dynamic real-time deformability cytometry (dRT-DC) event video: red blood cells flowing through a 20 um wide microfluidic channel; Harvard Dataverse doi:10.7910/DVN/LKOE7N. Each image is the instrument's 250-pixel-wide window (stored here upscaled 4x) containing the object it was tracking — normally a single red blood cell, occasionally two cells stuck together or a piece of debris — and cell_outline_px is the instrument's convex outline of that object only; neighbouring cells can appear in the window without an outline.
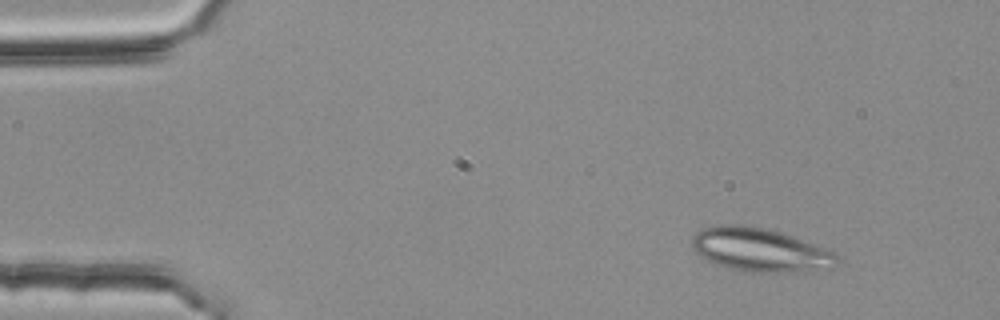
{"species": "common noctule bat (a hibernating species)", "species_latin": "Nyctalus noctula", "temperature_condition": "room temperature", "stored_images_in_passage": 51, "camera_frame_rate_fps": 3000, "um_per_image_px": 0.085, "animal": {"sex": "female", "body_mass_g": 25.1}, "frame": {"image": 1, "passage_image": 5, "time_ms": 1.333, "image_size_px": [1000, 320], "cell_outline_px": [[836, 260], [832, 268], [780, 272], [740, 272], [728, 268], [708, 260], [700, 256], [692, 248], [692, 236], [700, 228], [720, 224], [748, 224], [768, 228], [792, 236], [836, 252]], "centroid_in_image_um": [64.53, 21.21], "position_along_channel_um": 20.5, "area_um2": 36.88}}
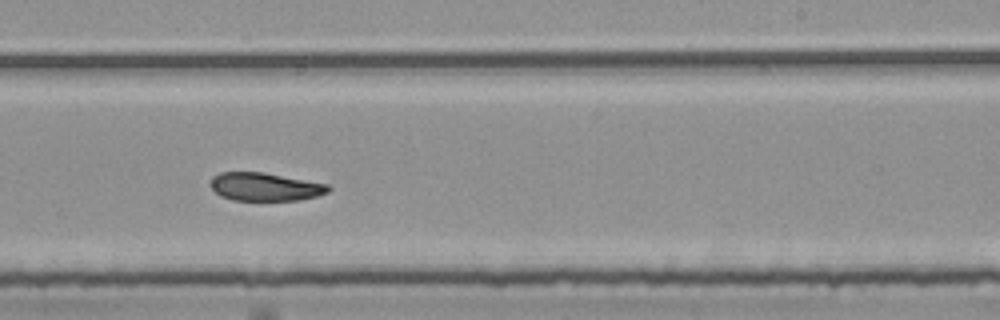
{"frame": {"image": 2, "passage_image": 32, "time_ms": 10.333, "image_size_px": [1000, 320], "cell_outline_px": [[332, 188], [328, 192], [316, 196], [296, 200], [232, 200], [220, 196], [212, 188], [212, 180], [220, 172], [264, 172], [328, 184]], "centroid_in_image_um": [22.56, 15.87], "position_along_channel_um": 266.4, "area_um2": 19.13}}
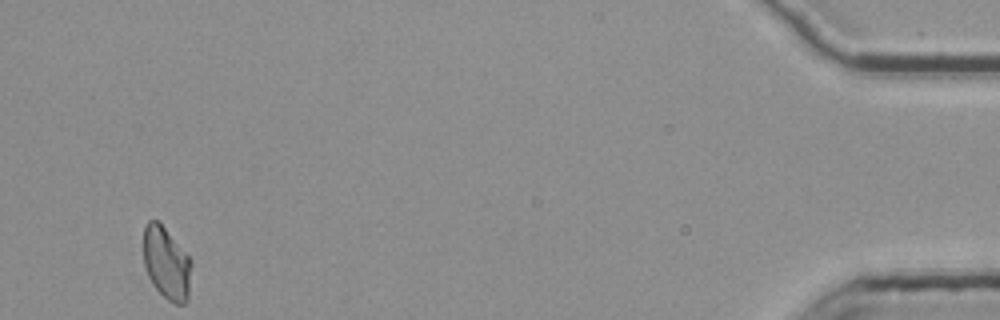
{"frame": {"image": 3, "passage_image": 51, "time_ms": 16.667, "image_size_px": [1000, 320], "cell_outline_px": [[192, 264], [188, 300], [184, 304], [176, 304], [168, 300], [152, 284], [148, 276], [144, 264], [144, 228], [148, 220], [156, 220], [164, 228], [192, 260]], "centroid_in_image_um": [14.16, 22.4], "position_along_channel_um": 421.0, "area_um2": 20.06}}